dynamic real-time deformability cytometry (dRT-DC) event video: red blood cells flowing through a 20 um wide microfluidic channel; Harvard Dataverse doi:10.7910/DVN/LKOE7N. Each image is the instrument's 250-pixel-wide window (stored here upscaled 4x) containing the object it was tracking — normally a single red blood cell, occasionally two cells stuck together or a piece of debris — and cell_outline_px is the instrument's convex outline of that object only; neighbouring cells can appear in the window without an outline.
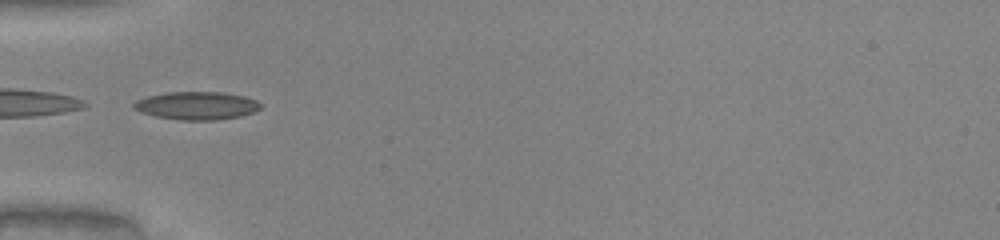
{"species": "common noctule bat (a hibernating species)", "species_latin": "Nyctalus noctula", "temperature_condition": "warm", "stored_images_in_passage": 33, "camera_frame_rate_fps": 3000, "um_per_image_px": 0.085, "animal": {"sex": "male", "body_mass_g": 20.0, "forearm_length_mm": 53.3}, "frame": {"image": 1, "passage_image": 1, "time_ms": 0.0, "image_size_px": [1000, 240], "cell_outline_px": [[264, 104], [260, 108], [252, 112], [240, 116], [216, 120], [180, 120], [156, 116], [140, 112], [132, 108], [132, 104], [136, 100], [148, 96], [168, 92], [224, 92], [244, 96], [256, 100]], "centroid_in_image_um": [16.72, 8.97], "position_along_channel_um": 68.3, "area_um2": 20.75}}
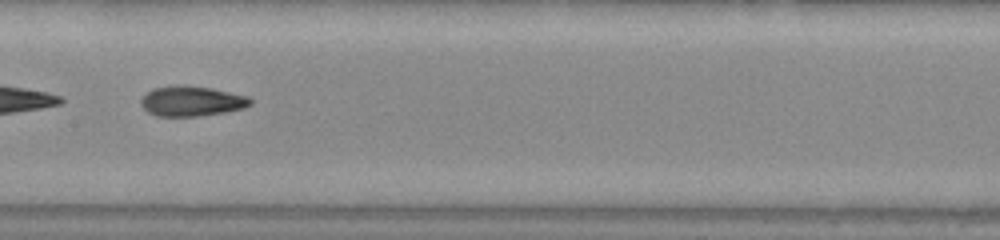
{"frame": {"image": 2, "passage_image": 10, "time_ms": 3.0, "image_size_px": [1000, 240], "cell_outline_px": [[252, 104], [244, 108], [224, 112], [196, 116], [156, 116], [148, 112], [140, 104], [140, 100], [148, 92], [156, 88], [212, 88], [248, 96], [252, 100]], "centroid_in_image_um": [16.34, 8.65], "position_along_channel_um": 191.1, "area_um2": 18.32}, "authors_computed_cell_mechanics": {"area_um2": 18.785, "velocity_mm_per_s": 4.1197, "shape_relaxation_time_tau1_ms": 5.955, "shape_relaxation_time_tau2_ms": 1.4379, "deformation_change_tau1": 0.2242, "deformation_change_tau2": 0.0771}}